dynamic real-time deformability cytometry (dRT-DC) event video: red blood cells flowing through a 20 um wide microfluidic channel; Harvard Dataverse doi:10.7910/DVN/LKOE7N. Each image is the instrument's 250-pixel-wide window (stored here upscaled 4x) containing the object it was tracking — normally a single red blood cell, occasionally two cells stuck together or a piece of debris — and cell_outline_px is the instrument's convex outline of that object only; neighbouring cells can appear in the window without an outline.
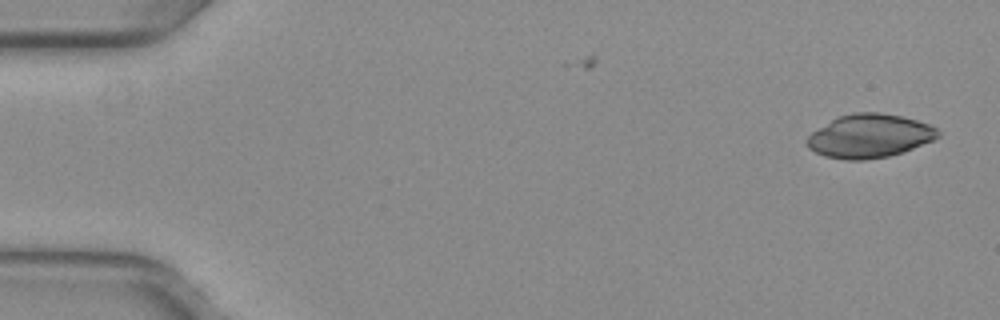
{"species": "common noctule bat (a hibernating species)", "species_latin": "Nyctalus noctula", "temperature_condition": "warm", "stored_images_in_passage": 8, "camera_frame_rate_fps": 3000, "um_per_image_px": 0.085, "animal": {"sex": "female", "body_mass_g": 29.2, "forearm_length_mm": 56.3}, "frame": {"image": 1, "passage_image": 1, "time_ms": 0.0, "image_size_px": [1000, 320], "cell_outline_px": [[940, 136], [932, 140], [904, 152], [888, 156], [864, 160], [844, 160], [824, 156], [808, 148], [804, 140], [812, 132], [832, 120], [840, 116], [852, 112], [880, 112], [900, 116], [916, 120], [928, 124], [936, 128], [940, 132]], "centroid_in_image_um": [73.89, 11.57], "position_along_channel_um": 11.1, "area_um2": 33.23}}